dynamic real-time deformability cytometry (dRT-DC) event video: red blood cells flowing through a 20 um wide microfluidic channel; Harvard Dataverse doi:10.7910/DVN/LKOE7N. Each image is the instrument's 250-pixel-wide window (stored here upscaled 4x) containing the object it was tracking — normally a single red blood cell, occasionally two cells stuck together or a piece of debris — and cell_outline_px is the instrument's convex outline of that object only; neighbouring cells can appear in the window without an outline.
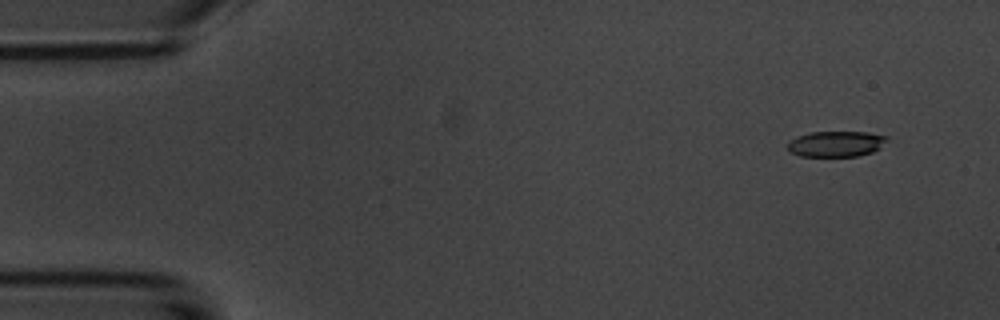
{"species": "common noctule bat (a hibernating species)", "species_latin": "Nyctalus noctula", "temperature_condition": "room temperature", "stored_images_in_passage": 4, "camera_frame_rate_fps": 3000, "um_per_image_px": 0.085, "animal": {"sex": "male", "body_mass_g": 20.1, "forearm_length_mm": 53.5}, "frame": {"image": 1, "passage_image": 1, "time_ms": 0.0, "image_size_px": [1000, 320], "cell_outline_px": [[888, 136], [880, 148], [872, 152], [860, 156], [800, 156], [792, 152], [788, 148], [788, 140], [796, 136], [812, 132], [868, 132]], "centroid_in_image_um": [71.05, 12.22], "position_along_channel_um": 13.9, "area_um2": 14.85}}
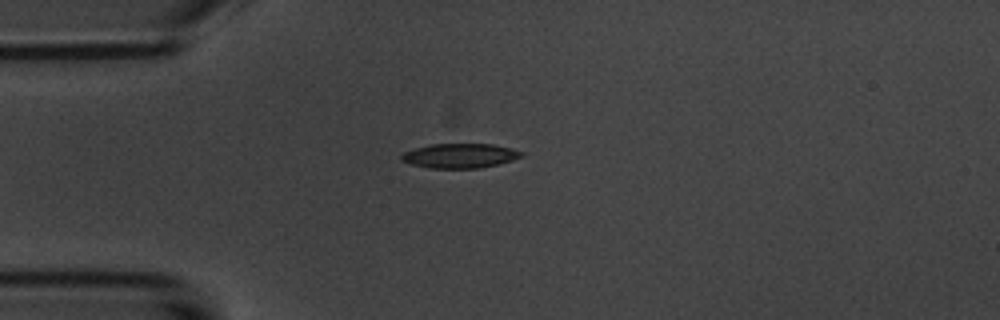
{"frame": {"image": 2, "passage_image": 4, "time_ms": 3.333, "image_size_px": [1000, 320], "cell_outline_px": [[524, 156], [512, 160], [496, 164], [476, 168], [428, 168], [412, 164], [400, 160], [400, 156], [404, 152], [416, 148], [432, 144], [492, 144], [512, 148], [524, 152]], "centroid_in_image_um": [39.1, 13.23], "position_along_channel_um": 45.9, "area_um2": 17.05}}